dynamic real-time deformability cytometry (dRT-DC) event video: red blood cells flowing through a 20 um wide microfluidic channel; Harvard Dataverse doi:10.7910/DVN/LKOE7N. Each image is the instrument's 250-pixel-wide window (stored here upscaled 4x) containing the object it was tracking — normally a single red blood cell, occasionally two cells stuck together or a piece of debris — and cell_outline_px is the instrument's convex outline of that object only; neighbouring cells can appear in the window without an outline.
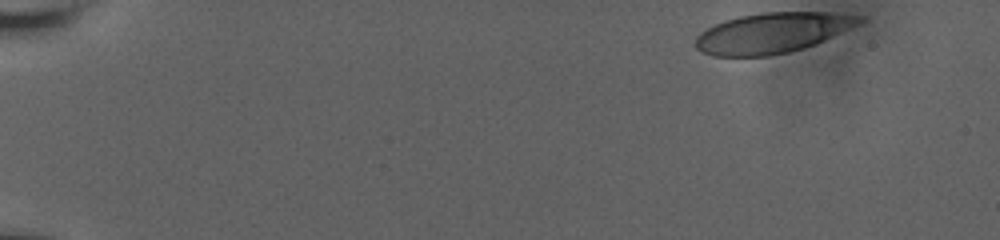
{"species": "human", "species_latin": "Homo sapiens", "temperature_condition": "room temperature", "stored_images_in_passage": 48, "camera_frame_rate_fps": 3000, "um_per_image_px": 0.085, "donor": {"sex": "male"}, "frame": {"image": 1, "passage_image": 1, "time_ms": 0.0, "image_size_px": [1000, 240], "cell_outline_px": [[864, 20], [816, 44], [788, 52], [768, 56], [712, 56], [700, 52], [696, 48], [696, 36], [700, 32], [716, 24], [740, 16], [764, 12], [828, 12], [864, 16]], "centroid_in_image_um": [65.61, 2.8], "position_along_channel_um": 19.4, "area_um2": 38.09}}
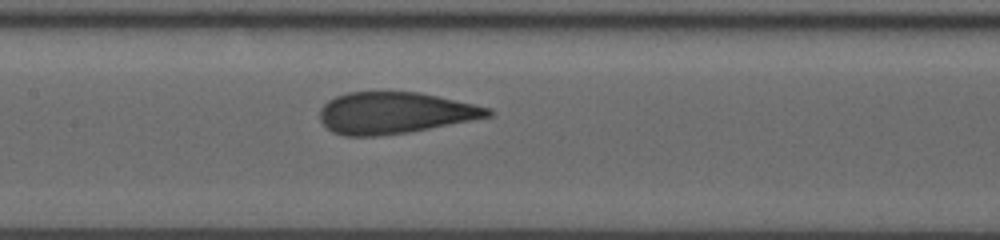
{"frame": {"image": 2, "passage_image": 26, "time_ms": 8.333, "image_size_px": [1000, 240], "cell_outline_px": [[496, 112], [492, 116], [408, 132], [376, 136], [344, 136], [332, 132], [320, 120], [320, 108], [328, 100], [336, 96], [348, 92], [420, 92], [492, 108]], "centroid_in_image_um": [33.56, 9.59], "position_along_channel_um": 173.8, "area_um2": 40.63}}
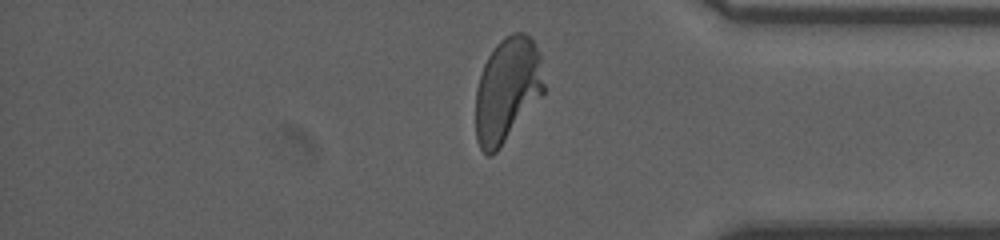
{"frame": {"image": 3, "passage_image": 45, "time_ms": 14.667, "image_size_px": [1000, 240], "cell_outline_px": [[544, 92], [496, 152], [492, 156], [488, 156], [480, 148], [476, 140], [476, 88], [484, 64], [488, 56], [496, 44], [504, 36], [512, 32], [524, 32], [532, 40], [540, 52], [544, 84]], "centroid_in_image_um": [43.1, 7.61], "position_along_channel_um": 392.1, "area_um2": 41.44}, "authors_computed_cell_mechanics": {"area_um2": 41.2114, "velocity_mm_per_s": 3.6424, "shape_relaxation_time_tau1_ms": 7.9644, "shape_relaxation_time_tau2_ms": null, "deformation_change_tau1": 0.2221, "deformation_change_tau2": null}}